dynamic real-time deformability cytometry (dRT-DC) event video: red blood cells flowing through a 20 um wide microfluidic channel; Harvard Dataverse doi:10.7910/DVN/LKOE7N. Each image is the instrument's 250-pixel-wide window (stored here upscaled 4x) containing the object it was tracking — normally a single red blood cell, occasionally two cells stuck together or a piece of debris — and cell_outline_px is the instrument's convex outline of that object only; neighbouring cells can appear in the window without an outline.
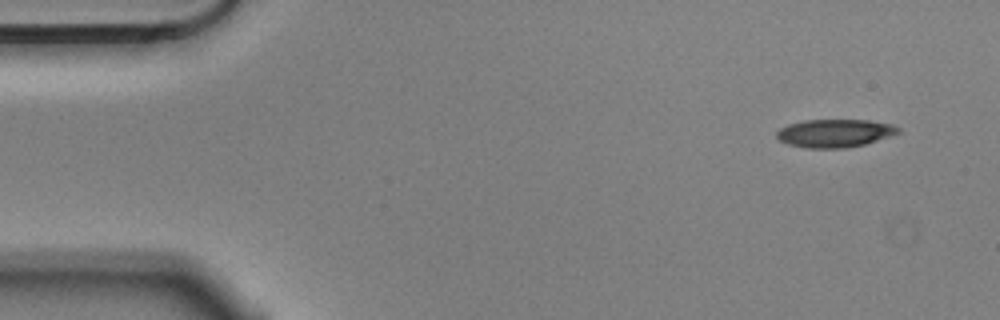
{"species": "Egyptian fruit bat (a non-hibernating species)", "species_latin": "Rousettus aegyptiacus", "temperature_condition": "cold", "stored_images_in_passage": 5, "camera_frame_rate_fps": 3000, "um_per_image_px": 0.085, "animal": {"sex": "male"}, "frame": {"image": 1, "passage_image": 1, "time_ms": 0.0, "image_size_px": [1000, 320], "cell_outline_px": [[900, 132], [864, 144], [844, 148], [808, 148], [788, 144], [780, 140], [776, 136], [776, 132], [780, 128], [788, 124], [804, 120], [868, 120], [892, 124], [900, 128]], "centroid_in_image_um": [70.93, 11.31], "position_along_channel_um": 14.1, "area_um2": 19.71}}
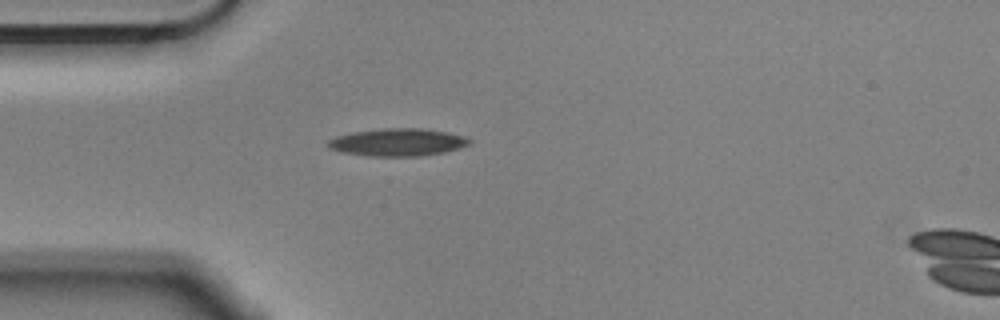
{"frame": {"image": 2, "passage_image": 4, "time_ms": 1.0, "image_size_px": [1000, 320], "cell_outline_px": [[472, 140], [468, 144], [444, 152], [416, 156], [368, 156], [340, 152], [328, 148], [328, 140], [336, 136], [352, 132], [380, 128], [424, 128], [448, 132]], "centroid_in_image_um": [33.73, 12.08], "position_along_channel_um": 51.3, "area_um2": 22.6}}